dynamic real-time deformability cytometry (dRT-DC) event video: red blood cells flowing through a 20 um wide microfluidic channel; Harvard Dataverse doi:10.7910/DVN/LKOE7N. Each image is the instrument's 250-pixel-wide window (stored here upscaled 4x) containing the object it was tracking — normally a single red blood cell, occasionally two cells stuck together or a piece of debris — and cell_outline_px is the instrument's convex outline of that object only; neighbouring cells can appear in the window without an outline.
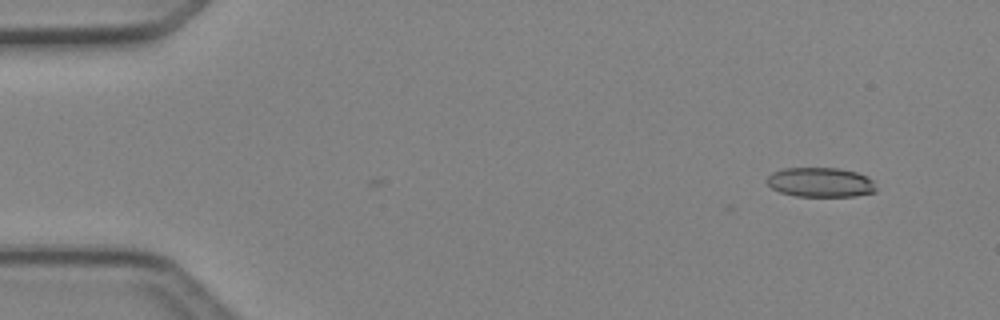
{"species": "Egyptian fruit bat (a non-hibernating species)", "species_latin": "Rousettus aegyptiacus", "temperature_condition": "cold", "stored_images_in_passage": 4, "camera_frame_rate_fps": 3000, "um_per_image_px": 0.085, "animal": {"sex": "female"}, "frame": {"image": 1, "passage_image": 4, "time_ms": 1.0, "image_size_px": [1000, 320], "cell_outline_px": [[876, 192], [856, 196], [796, 196], [780, 192], [772, 188], [764, 180], [772, 172], [784, 168], [840, 168], [856, 172], [868, 176], [872, 180], [876, 188]], "centroid_in_image_um": [69.74, 15.49], "position_along_channel_um": 15.3, "area_um2": 18.96}}